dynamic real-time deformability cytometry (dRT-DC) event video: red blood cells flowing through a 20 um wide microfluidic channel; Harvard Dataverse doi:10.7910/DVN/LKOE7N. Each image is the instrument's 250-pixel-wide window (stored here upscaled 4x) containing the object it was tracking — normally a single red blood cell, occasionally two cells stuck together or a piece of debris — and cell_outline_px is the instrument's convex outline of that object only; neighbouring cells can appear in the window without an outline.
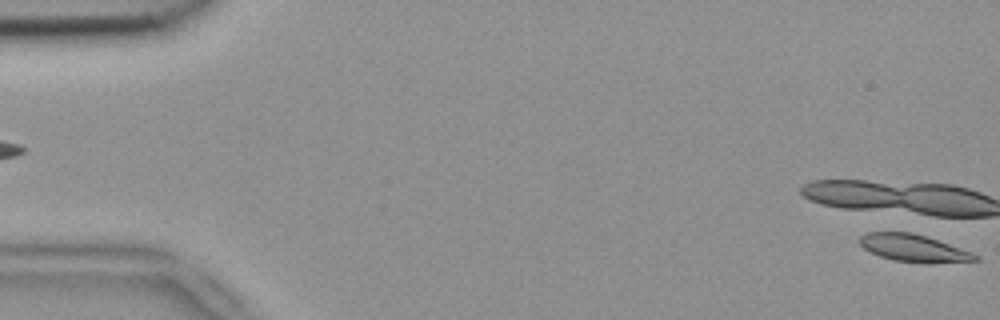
{"species": "common noctule bat (a hibernating species)", "species_latin": "Nyctalus noctula", "temperature_condition": "room temperature", "stored_images_in_passage": 6, "segment_of_instrument_passage": [2, 2], "camera_frame_rate_fps": 3000, "um_per_image_px": 0.085, "animal": {"sex": "female", "body_mass_g": 18.4}, "frame": {"image": 1, "passage_image": 6, "time_ms": 1.667, "image_size_px": [1000, 320], "cell_outline_px": [[980, 260], [928, 264], [892, 260], [880, 256], [864, 248], [860, 244], [860, 236], [868, 232], [908, 232], [924, 236], [972, 252], [980, 256]], "centroid_in_image_um": [77.68, 21.11], "position_along_channel_um": 7.3, "area_um2": 18.26}}